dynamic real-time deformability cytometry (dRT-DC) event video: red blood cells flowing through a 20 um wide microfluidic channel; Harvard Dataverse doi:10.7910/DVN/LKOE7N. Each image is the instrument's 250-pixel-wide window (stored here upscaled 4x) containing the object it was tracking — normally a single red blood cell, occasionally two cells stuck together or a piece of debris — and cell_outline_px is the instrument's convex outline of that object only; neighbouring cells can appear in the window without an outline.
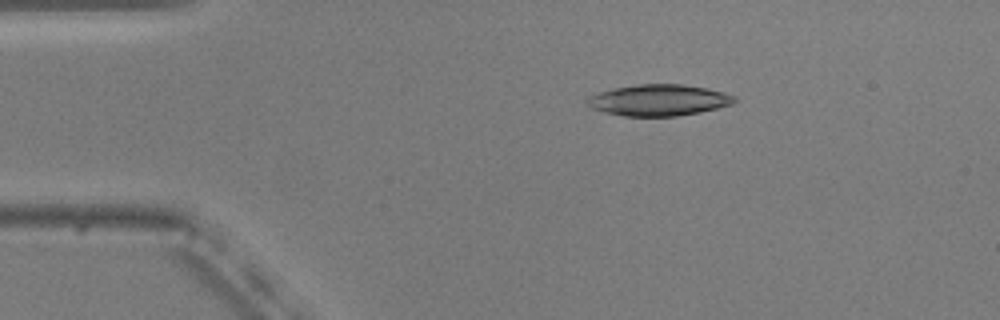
{"species": "common noctule bat (a hibernating species)", "species_latin": "Nyctalus noctula", "temperature_condition": "warm", "stored_images_in_passage": 45, "camera_frame_rate_fps": 3000, "um_per_image_px": 0.085, "animal": {"sex": "male", "body_mass_g": 20.5, "forearm_length_mm": 52.5}, "frame": {"image": 1, "passage_image": 1, "time_ms": 0.0, "image_size_px": [1000, 320], "cell_outline_px": [[736, 100], [732, 104], [720, 108], [700, 112], [676, 116], [624, 116], [604, 112], [592, 108], [588, 104], [588, 96], [600, 92], [616, 88], [636, 84], [684, 84], [708, 88], [724, 92], [736, 96]], "centroid_in_image_um": [56.05, 8.51], "position_along_channel_um": 29.0, "area_um2": 26.88}}
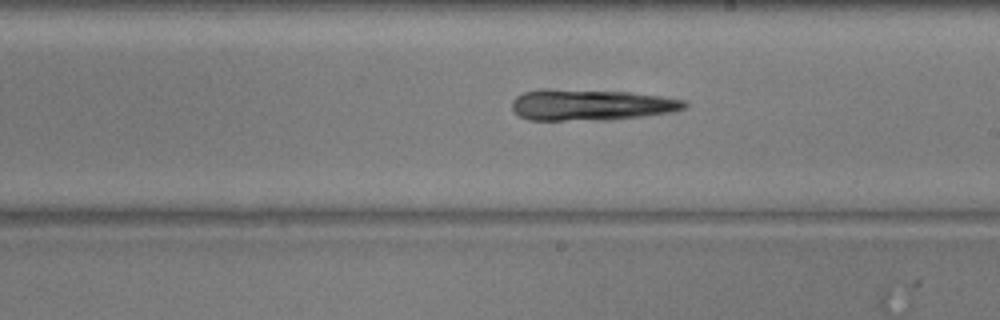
{"frame": {"image": 2, "passage_image": 22, "time_ms": 7.0, "image_size_px": [1000, 320], "cell_outline_px": [[688, 104], [684, 108], [672, 112], [608, 120], [528, 120], [520, 116], [512, 108], [512, 100], [516, 96], [524, 92], [540, 88], [544, 88], [632, 92], [660, 96], [684, 100]], "centroid_in_image_um": [50.19, 8.9], "position_along_channel_um": 238.8, "area_um2": 31.5}}
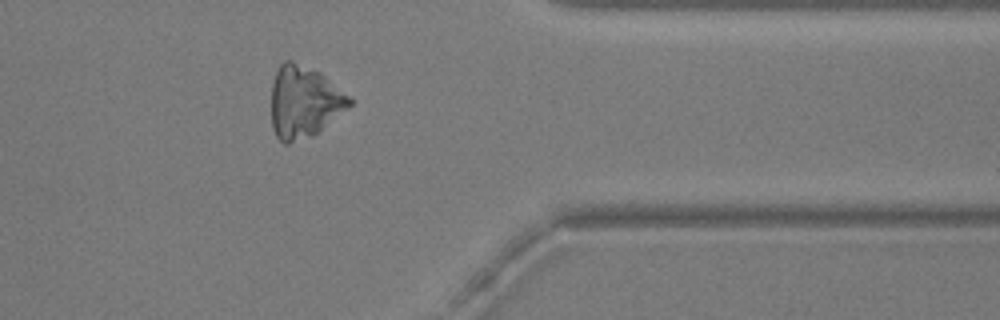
{"frame": {"image": 3, "passage_image": 35, "time_ms": 11.333, "image_size_px": [1000, 320], "cell_outline_px": [[352, 104], [348, 108], [312, 136], [288, 144], [284, 144], [276, 136], [272, 128], [272, 84], [276, 72], [280, 64], [284, 60], [292, 60], [320, 72], [352, 96]], "centroid_in_image_um": [25.86, 8.65], "position_along_channel_um": 385.5, "area_um2": 32.89}}